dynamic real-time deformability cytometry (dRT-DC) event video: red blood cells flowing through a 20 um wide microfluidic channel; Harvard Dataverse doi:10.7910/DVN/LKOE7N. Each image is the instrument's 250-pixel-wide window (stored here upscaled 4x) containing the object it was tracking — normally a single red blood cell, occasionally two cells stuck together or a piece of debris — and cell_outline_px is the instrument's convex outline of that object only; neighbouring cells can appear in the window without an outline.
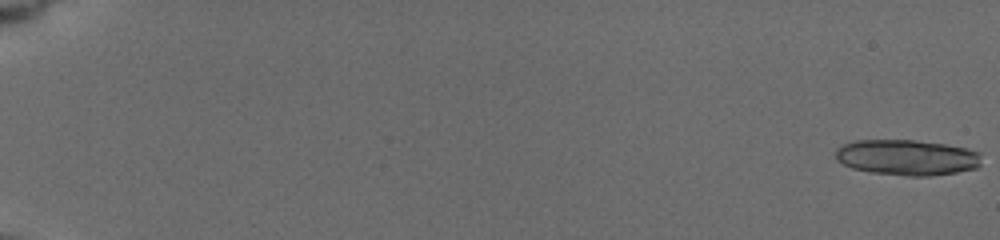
{"species": "common noctule bat (a hibernating species)", "species_latin": "Nyctalus noctula", "temperature_condition": "cold", "stored_images_in_passage": 12, "camera_frame_rate_fps": 3000, "um_per_image_px": 0.085, "animal": {"sex": "female", "body_mass_g": 19.5, "forearm_length_mm": 54.1}, "frame": {"image": 1, "passage_image": 1, "time_ms": 0.0, "image_size_px": [1000, 240], "cell_outline_px": [[980, 164], [976, 168], [956, 172], [932, 176], [908, 176], [872, 172], [852, 168], [836, 160], [836, 148], [844, 144], [856, 140], [912, 140], [944, 144], [968, 148], [980, 152]], "centroid_in_image_um": [77.1, 13.38], "position_along_channel_um": 7.9, "area_um2": 30.29}}
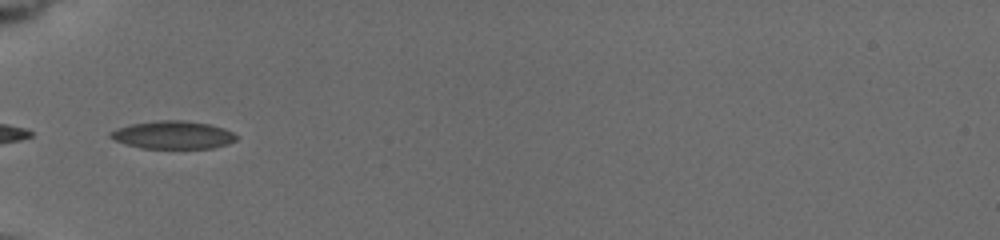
{"frame": {"image": 2, "passage_image": 9, "time_ms": 7.333, "image_size_px": [1000, 240], "cell_outline_px": [[240, 136], [236, 140], [228, 144], [212, 148], [140, 148], [116, 140], [108, 136], [108, 132], [116, 128], [132, 124], [156, 120], [184, 120], [208, 124], [224, 128]], "centroid_in_image_um": [14.72, 11.46], "position_along_channel_um": 70.3, "area_um2": 20.52}}
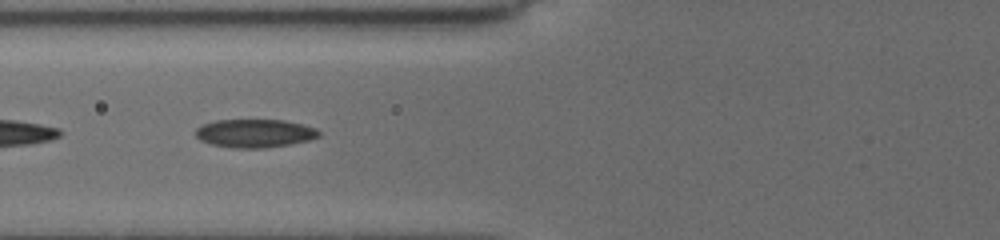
{"frame": {"image": 3, "passage_image": 10, "time_ms": 8.333, "image_size_px": [1000, 240], "cell_outline_px": [[320, 136], [308, 140], [288, 144], [264, 148], [232, 148], [212, 144], [200, 140], [196, 136], [196, 128], [204, 124], [216, 120], [284, 120], [304, 124], [316, 128], [320, 132]], "centroid_in_image_um": [21.67, 11.32], "position_along_channel_um": 104.1, "area_um2": 20.29}}